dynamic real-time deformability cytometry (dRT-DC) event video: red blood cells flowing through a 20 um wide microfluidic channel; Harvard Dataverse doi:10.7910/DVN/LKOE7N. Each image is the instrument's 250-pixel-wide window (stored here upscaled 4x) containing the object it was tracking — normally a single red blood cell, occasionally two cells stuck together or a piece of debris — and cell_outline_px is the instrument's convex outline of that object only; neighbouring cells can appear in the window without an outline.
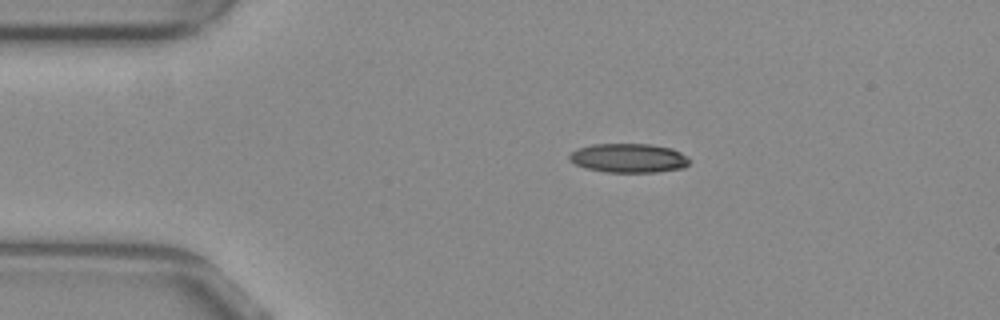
{"species": "common noctule bat (a hibernating species)", "species_latin": "Nyctalus noctula", "temperature_condition": "warm", "stored_images_in_passage": 33, "camera_frame_rate_fps": 3000, "um_per_image_px": 0.085, "animal": {"sex": "female", "body_mass_g": 29.2, "forearm_length_mm": 56.3}, "frame": {"image": 1, "passage_image": 1, "time_ms": 0.0, "image_size_px": [1000, 320], "cell_outline_px": [[692, 160], [684, 168], [656, 172], [608, 172], [588, 168], [576, 164], [568, 160], [568, 156], [572, 152], [580, 148], [592, 144], [648, 144], [672, 148], [688, 156]], "centroid_in_image_um": [53.49, 13.43], "position_along_channel_um": 31.5, "area_um2": 20.35}}
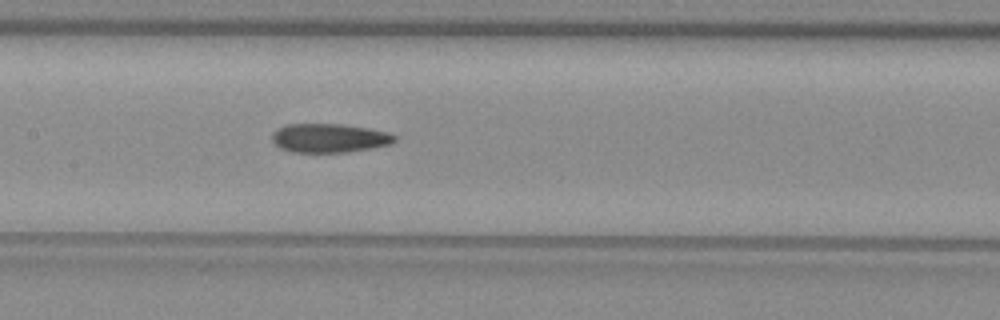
{"frame": {"image": 2, "passage_image": 16, "time_ms": 5.0, "image_size_px": [1000, 320], "cell_outline_px": [[396, 140], [392, 144], [372, 148], [348, 152], [292, 152], [280, 148], [272, 140], [272, 132], [288, 124], [340, 124], [368, 128], [388, 132], [396, 136]], "centroid_in_image_um": [28.01, 11.74], "position_along_channel_um": 179.4, "area_um2": 20.63}}
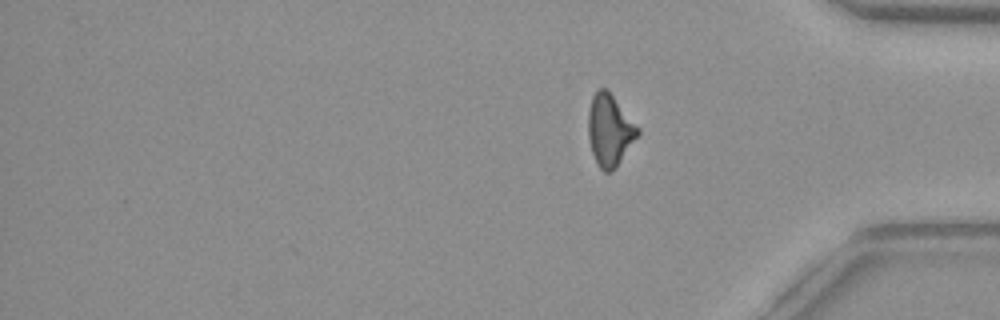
{"frame": {"image": 3, "passage_image": 33, "time_ms": 10.667, "image_size_px": [1000, 320], "cell_outline_px": [[640, 132], [616, 168], [612, 172], [604, 172], [600, 168], [592, 152], [588, 136], [588, 112], [592, 96], [596, 88], [608, 88], [640, 128]], "centroid_in_image_um": [51.83, 11.02], "position_along_channel_um": 383.4, "area_um2": 20.92}, "authors_computed_cell_mechanics": {"area_um2": 20.8658, "velocity_mm_per_s": 3.8629, "shape_relaxation_time_tau1_ms": null, "shape_relaxation_time_tau2_ms": 3.8541, "deformation_change_tau1": null, "deformation_change_tau2": 0.1386}}